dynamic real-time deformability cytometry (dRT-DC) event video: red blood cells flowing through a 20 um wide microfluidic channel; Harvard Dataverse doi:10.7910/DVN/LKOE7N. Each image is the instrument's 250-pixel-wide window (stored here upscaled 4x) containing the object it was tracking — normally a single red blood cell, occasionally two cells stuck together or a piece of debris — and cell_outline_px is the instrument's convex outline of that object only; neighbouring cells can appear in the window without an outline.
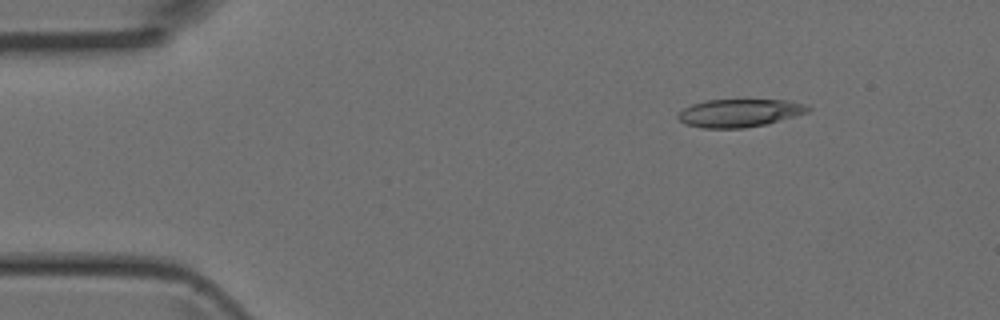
{"species": "Egyptian fruit bat (a non-hibernating species)", "species_latin": "Rousettus aegyptiacus", "temperature_condition": "room temperature", "stored_images_in_passage": 4, "camera_frame_rate_fps": 3000, "um_per_image_px": 0.085, "animal": {"sex": "female"}, "frame": {"image": 1, "passage_image": 2, "time_ms": 0.333, "image_size_px": [1000, 320], "cell_outline_px": [[812, 108], [808, 112], [768, 124], [744, 128], [704, 128], [684, 124], [676, 116], [684, 108], [692, 104], [708, 100], [788, 100], [808, 104]], "centroid_in_image_um": [62.9, 9.6], "position_along_channel_um": 22.1, "area_um2": 21.27}}